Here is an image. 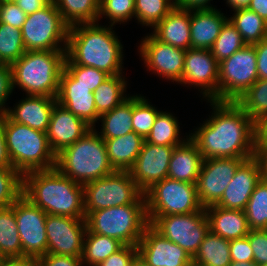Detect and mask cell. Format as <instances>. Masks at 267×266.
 Returning a JSON list of instances; mask_svg holds the SVG:
<instances>
[{
    "label": "cell",
    "mask_w": 267,
    "mask_h": 266,
    "mask_svg": "<svg viewBox=\"0 0 267 266\" xmlns=\"http://www.w3.org/2000/svg\"><path fill=\"white\" fill-rule=\"evenodd\" d=\"M214 113L189 135L203 159L252 158L258 125L235 101H210Z\"/></svg>",
    "instance_id": "1"
},
{
    "label": "cell",
    "mask_w": 267,
    "mask_h": 266,
    "mask_svg": "<svg viewBox=\"0 0 267 266\" xmlns=\"http://www.w3.org/2000/svg\"><path fill=\"white\" fill-rule=\"evenodd\" d=\"M14 3L26 14L42 9L48 3L45 0H15Z\"/></svg>",
    "instance_id": "53"
},
{
    "label": "cell",
    "mask_w": 267,
    "mask_h": 266,
    "mask_svg": "<svg viewBox=\"0 0 267 266\" xmlns=\"http://www.w3.org/2000/svg\"><path fill=\"white\" fill-rule=\"evenodd\" d=\"M85 215L90 212L133 203H145L144 192L129 171L114 173L83 185Z\"/></svg>",
    "instance_id": "8"
},
{
    "label": "cell",
    "mask_w": 267,
    "mask_h": 266,
    "mask_svg": "<svg viewBox=\"0 0 267 266\" xmlns=\"http://www.w3.org/2000/svg\"><path fill=\"white\" fill-rule=\"evenodd\" d=\"M87 229L117 239L124 245L137 246L149 225L146 203H133L90 212Z\"/></svg>",
    "instance_id": "7"
},
{
    "label": "cell",
    "mask_w": 267,
    "mask_h": 266,
    "mask_svg": "<svg viewBox=\"0 0 267 266\" xmlns=\"http://www.w3.org/2000/svg\"><path fill=\"white\" fill-rule=\"evenodd\" d=\"M246 45L247 43L244 41L241 34L228 20L211 47V52L219 63Z\"/></svg>",
    "instance_id": "39"
},
{
    "label": "cell",
    "mask_w": 267,
    "mask_h": 266,
    "mask_svg": "<svg viewBox=\"0 0 267 266\" xmlns=\"http://www.w3.org/2000/svg\"><path fill=\"white\" fill-rule=\"evenodd\" d=\"M45 229L48 254L82 256L87 232L85 218L47 214Z\"/></svg>",
    "instance_id": "14"
},
{
    "label": "cell",
    "mask_w": 267,
    "mask_h": 266,
    "mask_svg": "<svg viewBox=\"0 0 267 266\" xmlns=\"http://www.w3.org/2000/svg\"><path fill=\"white\" fill-rule=\"evenodd\" d=\"M66 51H26L10 65L12 86L18 85L28 95L56 98Z\"/></svg>",
    "instance_id": "6"
},
{
    "label": "cell",
    "mask_w": 267,
    "mask_h": 266,
    "mask_svg": "<svg viewBox=\"0 0 267 266\" xmlns=\"http://www.w3.org/2000/svg\"><path fill=\"white\" fill-rule=\"evenodd\" d=\"M160 111L156 110L144 97L133 96L132 129L144 139L150 134Z\"/></svg>",
    "instance_id": "42"
},
{
    "label": "cell",
    "mask_w": 267,
    "mask_h": 266,
    "mask_svg": "<svg viewBox=\"0 0 267 266\" xmlns=\"http://www.w3.org/2000/svg\"><path fill=\"white\" fill-rule=\"evenodd\" d=\"M126 90V81L122 74L110 75L93 92L94 102L99 115L111 111L122 103L127 97L123 96Z\"/></svg>",
    "instance_id": "34"
},
{
    "label": "cell",
    "mask_w": 267,
    "mask_h": 266,
    "mask_svg": "<svg viewBox=\"0 0 267 266\" xmlns=\"http://www.w3.org/2000/svg\"><path fill=\"white\" fill-rule=\"evenodd\" d=\"M140 52L148 69L173 82L181 80L186 50L160 42L149 35L141 41Z\"/></svg>",
    "instance_id": "19"
},
{
    "label": "cell",
    "mask_w": 267,
    "mask_h": 266,
    "mask_svg": "<svg viewBox=\"0 0 267 266\" xmlns=\"http://www.w3.org/2000/svg\"><path fill=\"white\" fill-rule=\"evenodd\" d=\"M170 1H172V0H170ZM179 1H180V0H173L172 2H173L175 5H177V4L179 3Z\"/></svg>",
    "instance_id": "66"
},
{
    "label": "cell",
    "mask_w": 267,
    "mask_h": 266,
    "mask_svg": "<svg viewBox=\"0 0 267 266\" xmlns=\"http://www.w3.org/2000/svg\"><path fill=\"white\" fill-rule=\"evenodd\" d=\"M2 126L12 167L22 176L56 166V154L50 147L47 133L11 121L5 114Z\"/></svg>",
    "instance_id": "5"
},
{
    "label": "cell",
    "mask_w": 267,
    "mask_h": 266,
    "mask_svg": "<svg viewBox=\"0 0 267 266\" xmlns=\"http://www.w3.org/2000/svg\"><path fill=\"white\" fill-rule=\"evenodd\" d=\"M54 4L69 27L99 19L100 0H55Z\"/></svg>",
    "instance_id": "31"
},
{
    "label": "cell",
    "mask_w": 267,
    "mask_h": 266,
    "mask_svg": "<svg viewBox=\"0 0 267 266\" xmlns=\"http://www.w3.org/2000/svg\"><path fill=\"white\" fill-rule=\"evenodd\" d=\"M261 179L259 161L255 157L245 160L238 167L232 181L215 205L225 209L244 211L255 186Z\"/></svg>",
    "instance_id": "20"
},
{
    "label": "cell",
    "mask_w": 267,
    "mask_h": 266,
    "mask_svg": "<svg viewBox=\"0 0 267 266\" xmlns=\"http://www.w3.org/2000/svg\"><path fill=\"white\" fill-rule=\"evenodd\" d=\"M25 52L21 29L0 23V55L3 60L11 65L21 58Z\"/></svg>",
    "instance_id": "40"
},
{
    "label": "cell",
    "mask_w": 267,
    "mask_h": 266,
    "mask_svg": "<svg viewBox=\"0 0 267 266\" xmlns=\"http://www.w3.org/2000/svg\"><path fill=\"white\" fill-rule=\"evenodd\" d=\"M137 257V246L124 245L97 266H131Z\"/></svg>",
    "instance_id": "47"
},
{
    "label": "cell",
    "mask_w": 267,
    "mask_h": 266,
    "mask_svg": "<svg viewBox=\"0 0 267 266\" xmlns=\"http://www.w3.org/2000/svg\"><path fill=\"white\" fill-rule=\"evenodd\" d=\"M5 66H10V65H8L0 55V68L5 67Z\"/></svg>",
    "instance_id": "64"
},
{
    "label": "cell",
    "mask_w": 267,
    "mask_h": 266,
    "mask_svg": "<svg viewBox=\"0 0 267 266\" xmlns=\"http://www.w3.org/2000/svg\"><path fill=\"white\" fill-rule=\"evenodd\" d=\"M137 247L138 257L148 266H193L192 258L184 249L163 237L150 224Z\"/></svg>",
    "instance_id": "17"
},
{
    "label": "cell",
    "mask_w": 267,
    "mask_h": 266,
    "mask_svg": "<svg viewBox=\"0 0 267 266\" xmlns=\"http://www.w3.org/2000/svg\"><path fill=\"white\" fill-rule=\"evenodd\" d=\"M175 6L170 0H135V17L154 28Z\"/></svg>",
    "instance_id": "41"
},
{
    "label": "cell",
    "mask_w": 267,
    "mask_h": 266,
    "mask_svg": "<svg viewBox=\"0 0 267 266\" xmlns=\"http://www.w3.org/2000/svg\"><path fill=\"white\" fill-rule=\"evenodd\" d=\"M85 236L81 260L90 266H97L124 246L117 239L92 233L88 229Z\"/></svg>",
    "instance_id": "33"
},
{
    "label": "cell",
    "mask_w": 267,
    "mask_h": 266,
    "mask_svg": "<svg viewBox=\"0 0 267 266\" xmlns=\"http://www.w3.org/2000/svg\"><path fill=\"white\" fill-rule=\"evenodd\" d=\"M131 266H148L140 257H137Z\"/></svg>",
    "instance_id": "62"
},
{
    "label": "cell",
    "mask_w": 267,
    "mask_h": 266,
    "mask_svg": "<svg viewBox=\"0 0 267 266\" xmlns=\"http://www.w3.org/2000/svg\"><path fill=\"white\" fill-rule=\"evenodd\" d=\"M261 167V176L267 180V146H256L255 156Z\"/></svg>",
    "instance_id": "56"
},
{
    "label": "cell",
    "mask_w": 267,
    "mask_h": 266,
    "mask_svg": "<svg viewBox=\"0 0 267 266\" xmlns=\"http://www.w3.org/2000/svg\"><path fill=\"white\" fill-rule=\"evenodd\" d=\"M229 266H259L257 263H255L254 261H250V262H234L232 261L231 264Z\"/></svg>",
    "instance_id": "61"
},
{
    "label": "cell",
    "mask_w": 267,
    "mask_h": 266,
    "mask_svg": "<svg viewBox=\"0 0 267 266\" xmlns=\"http://www.w3.org/2000/svg\"><path fill=\"white\" fill-rule=\"evenodd\" d=\"M258 80L254 45L219 62V101H237Z\"/></svg>",
    "instance_id": "11"
},
{
    "label": "cell",
    "mask_w": 267,
    "mask_h": 266,
    "mask_svg": "<svg viewBox=\"0 0 267 266\" xmlns=\"http://www.w3.org/2000/svg\"><path fill=\"white\" fill-rule=\"evenodd\" d=\"M147 217L190 214L203 210L196 184L165 178L144 192Z\"/></svg>",
    "instance_id": "9"
},
{
    "label": "cell",
    "mask_w": 267,
    "mask_h": 266,
    "mask_svg": "<svg viewBox=\"0 0 267 266\" xmlns=\"http://www.w3.org/2000/svg\"><path fill=\"white\" fill-rule=\"evenodd\" d=\"M0 252L8 259L22 258V244L11 207L0 208Z\"/></svg>",
    "instance_id": "35"
},
{
    "label": "cell",
    "mask_w": 267,
    "mask_h": 266,
    "mask_svg": "<svg viewBox=\"0 0 267 266\" xmlns=\"http://www.w3.org/2000/svg\"><path fill=\"white\" fill-rule=\"evenodd\" d=\"M204 209L209 220V230L226 240L243 238L251 230L242 210L225 209L216 205Z\"/></svg>",
    "instance_id": "27"
},
{
    "label": "cell",
    "mask_w": 267,
    "mask_h": 266,
    "mask_svg": "<svg viewBox=\"0 0 267 266\" xmlns=\"http://www.w3.org/2000/svg\"><path fill=\"white\" fill-rule=\"evenodd\" d=\"M158 41L184 50L191 48L190 10L174 7L155 27Z\"/></svg>",
    "instance_id": "25"
},
{
    "label": "cell",
    "mask_w": 267,
    "mask_h": 266,
    "mask_svg": "<svg viewBox=\"0 0 267 266\" xmlns=\"http://www.w3.org/2000/svg\"><path fill=\"white\" fill-rule=\"evenodd\" d=\"M3 266H38L32 258H12L8 259Z\"/></svg>",
    "instance_id": "58"
},
{
    "label": "cell",
    "mask_w": 267,
    "mask_h": 266,
    "mask_svg": "<svg viewBox=\"0 0 267 266\" xmlns=\"http://www.w3.org/2000/svg\"><path fill=\"white\" fill-rule=\"evenodd\" d=\"M78 26V27H77ZM122 45L111 27L95 23L69 27L64 64H76L122 74Z\"/></svg>",
    "instance_id": "3"
},
{
    "label": "cell",
    "mask_w": 267,
    "mask_h": 266,
    "mask_svg": "<svg viewBox=\"0 0 267 266\" xmlns=\"http://www.w3.org/2000/svg\"><path fill=\"white\" fill-rule=\"evenodd\" d=\"M47 3H54L55 0H45Z\"/></svg>",
    "instance_id": "67"
},
{
    "label": "cell",
    "mask_w": 267,
    "mask_h": 266,
    "mask_svg": "<svg viewBox=\"0 0 267 266\" xmlns=\"http://www.w3.org/2000/svg\"><path fill=\"white\" fill-rule=\"evenodd\" d=\"M13 91L11 67L0 68V116L5 114L8 108H5V102Z\"/></svg>",
    "instance_id": "51"
},
{
    "label": "cell",
    "mask_w": 267,
    "mask_h": 266,
    "mask_svg": "<svg viewBox=\"0 0 267 266\" xmlns=\"http://www.w3.org/2000/svg\"><path fill=\"white\" fill-rule=\"evenodd\" d=\"M203 160L196 144L188 137L181 145L174 147L167 177L196 184Z\"/></svg>",
    "instance_id": "26"
},
{
    "label": "cell",
    "mask_w": 267,
    "mask_h": 266,
    "mask_svg": "<svg viewBox=\"0 0 267 266\" xmlns=\"http://www.w3.org/2000/svg\"><path fill=\"white\" fill-rule=\"evenodd\" d=\"M253 250V261L259 266L267 264V229L250 230L247 235Z\"/></svg>",
    "instance_id": "46"
},
{
    "label": "cell",
    "mask_w": 267,
    "mask_h": 266,
    "mask_svg": "<svg viewBox=\"0 0 267 266\" xmlns=\"http://www.w3.org/2000/svg\"><path fill=\"white\" fill-rule=\"evenodd\" d=\"M148 221L157 232L178 244L191 258L209 231L205 209L190 214L148 217Z\"/></svg>",
    "instance_id": "12"
},
{
    "label": "cell",
    "mask_w": 267,
    "mask_h": 266,
    "mask_svg": "<svg viewBox=\"0 0 267 266\" xmlns=\"http://www.w3.org/2000/svg\"><path fill=\"white\" fill-rule=\"evenodd\" d=\"M57 102L70 110L74 115L83 119L91 127L99 120L100 115L94 102L93 92L82 84H76V80L63 68Z\"/></svg>",
    "instance_id": "22"
},
{
    "label": "cell",
    "mask_w": 267,
    "mask_h": 266,
    "mask_svg": "<svg viewBox=\"0 0 267 266\" xmlns=\"http://www.w3.org/2000/svg\"><path fill=\"white\" fill-rule=\"evenodd\" d=\"M230 257L234 262L253 261V250L247 236L229 241Z\"/></svg>",
    "instance_id": "49"
},
{
    "label": "cell",
    "mask_w": 267,
    "mask_h": 266,
    "mask_svg": "<svg viewBox=\"0 0 267 266\" xmlns=\"http://www.w3.org/2000/svg\"><path fill=\"white\" fill-rule=\"evenodd\" d=\"M256 146H267V120L258 126Z\"/></svg>",
    "instance_id": "59"
},
{
    "label": "cell",
    "mask_w": 267,
    "mask_h": 266,
    "mask_svg": "<svg viewBox=\"0 0 267 266\" xmlns=\"http://www.w3.org/2000/svg\"><path fill=\"white\" fill-rule=\"evenodd\" d=\"M101 15L110 18L111 27L115 23L126 22L135 16V0H100L99 18Z\"/></svg>",
    "instance_id": "44"
},
{
    "label": "cell",
    "mask_w": 267,
    "mask_h": 266,
    "mask_svg": "<svg viewBox=\"0 0 267 266\" xmlns=\"http://www.w3.org/2000/svg\"><path fill=\"white\" fill-rule=\"evenodd\" d=\"M228 19L215 8L190 10L191 48L211 50Z\"/></svg>",
    "instance_id": "24"
},
{
    "label": "cell",
    "mask_w": 267,
    "mask_h": 266,
    "mask_svg": "<svg viewBox=\"0 0 267 266\" xmlns=\"http://www.w3.org/2000/svg\"><path fill=\"white\" fill-rule=\"evenodd\" d=\"M15 0H0V3H4V2H14Z\"/></svg>",
    "instance_id": "65"
},
{
    "label": "cell",
    "mask_w": 267,
    "mask_h": 266,
    "mask_svg": "<svg viewBox=\"0 0 267 266\" xmlns=\"http://www.w3.org/2000/svg\"><path fill=\"white\" fill-rule=\"evenodd\" d=\"M8 258L0 252V266H3Z\"/></svg>",
    "instance_id": "63"
},
{
    "label": "cell",
    "mask_w": 267,
    "mask_h": 266,
    "mask_svg": "<svg viewBox=\"0 0 267 266\" xmlns=\"http://www.w3.org/2000/svg\"><path fill=\"white\" fill-rule=\"evenodd\" d=\"M253 45L257 57L258 79H267V38Z\"/></svg>",
    "instance_id": "52"
},
{
    "label": "cell",
    "mask_w": 267,
    "mask_h": 266,
    "mask_svg": "<svg viewBox=\"0 0 267 266\" xmlns=\"http://www.w3.org/2000/svg\"><path fill=\"white\" fill-rule=\"evenodd\" d=\"M145 139L134 131L104 140L108 159L115 171H129L138 157Z\"/></svg>",
    "instance_id": "28"
},
{
    "label": "cell",
    "mask_w": 267,
    "mask_h": 266,
    "mask_svg": "<svg viewBox=\"0 0 267 266\" xmlns=\"http://www.w3.org/2000/svg\"><path fill=\"white\" fill-rule=\"evenodd\" d=\"M69 26L54 3L27 15L21 28L26 51H66ZM64 42L63 48L58 45Z\"/></svg>",
    "instance_id": "10"
},
{
    "label": "cell",
    "mask_w": 267,
    "mask_h": 266,
    "mask_svg": "<svg viewBox=\"0 0 267 266\" xmlns=\"http://www.w3.org/2000/svg\"><path fill=\"white\" fill-rule=\"evenodd\" d=\"M236 103L258 126L267 120V79H258Z\"/></svg>",
    "instance_id": "36"
},
{
    "label": "cell",
    "mask_w": 267,
    "mask_h": 266,
    "mask_svg": "<svg viewBox=\"0 0 267 266\" xmlns=\"http://www.w3.org/2000/svg\"><path fill=\"white\" fill-rule=\"evenodd\" d=\"M0 167H12L3 132L2 116H0Z\"/></svg>",
    "instance_id": "55"
},
{
    "label": "cell",
    "mask_w": 267,
    "mask_h": 266,
    "mask_svg": "<svg viewBox=\"0 0 267 266\" xmlns=\"http://www.w3.org/2000/svg\"><path fill=\"white\" fill-rule=\"evenodd\" d=\"M133 96L128 97L111 111L100 115L102 120L103 140L124 136L133 131L132 129Z\"/></svg>",
    "instance_id": "30"
},
{
    "label": "cell",
    "mask_w": 267,
    "mask_h": 266,
    "mask_svg": "<svg viewBox=\"0 0 267 266\" xmlns=\"http://www.w3.org/2000/svg\"><path fill=\"white\" fill-rule=\"evenodd\" d=\"M23 191V176L13 167H0V208L10 207Z\"/></svg>",
    "instance_id": "43"
},
{
    "label": "cell",
    "mask_w": 267,
    "mask_h": 266,
    "mask_svg": "<svg viewBox=\"0 0 267 266\" xmlns=\"http://www.w3.org/2000/svg\"><path fill=\"white\" fill-rule=\"evenodd\" d=\"M250 158H207L203 160L196 183L203 208L215 205L232 181L238 167Z\"/></svg>",
    "instance_id": "15"
},
{
    "label": "cell",
    "mask_w": 267,
    "mask_h": 266,
    "mask_svg": "<svg viewBox=\"0 0 267 266\" xmlns=\"http://www.w3.org/2000/svg\"><path fill=\"white\" fill-rule=\"evenodd\" d=\"M226 2L233 8V10H237L248 8L251 0H227Z\"/></svg>",
    "instance_id": "60"
},
{
    "label": "cell",
    "mask_w": 267,
    "mask_h": 266,
    "mask_svg": "<svg viewBox=\"0 0 267 266\" xmlns=\"http://www.w3.org/2000/svg\"><path fill=\"white\" fill-rule=\"evenodd\" d=\"M27 15L14 3H0V23L9 24L21 29Z\"/></svg>",
    "instance_id": "48"
},
{
    "label": "cell",
    "mask_w": 267,
    "mask_h": 266,
    "mask_svg": "<svg viewBox=\"0 0 267 266\" xmlns=\"http://www.w3.org/2000/svg\"><path fill=\"white\" fill-rule=\"evenodd\" d=\"M64 69L76 80V84L89 87L91 92L110 76L105 71L76 64H64Z\"/></svg>",
    "instance_id": "45"
},
{
    "label": "cell",
    "mask_w": 267,
    "mask_h": 266,
    "mask_svg": "<svg viewBox=\"0 0 267 266\" xmlns=\"http://www.w3.org/2000/svg\"><path fill=\"white\" fill-rule=\"evenodd\" d=\"M55 167L81 185L115 172L109 162L105 142L94 127L56 155Z\"/></svg>",
    "instance_id": "4"
},
{
    "label": "cell",
    "mask_w": 267,
    "mask_h": 266,
    "mask_svg": "<svg viewBox=\"0 0 267 266\" xmlns=\"http://www.w3.org/2000/svg\"><path fill=\"white\" fill-rule=\"evenodd\" d=\"M210 0H180L176 7L185 10L213 9L208 5Z\"/></svg>",
    "instance_id": "54"
},
{
    "label": "cell",
    "mask_w": 267,
    "mask_h": 266,
    "mask_svg": "<svg viewBox=\"0 0 267 266\" xmlns=\"http://www.w3.org/2000/svg\"><path fill=\"white\" fill-rule=\"evenodd\" d=\"M234 13L228 20L247 44L253 45L267 38V22L256 12L245 8L237 9Z\"/></svg>",
    "instance_id": "32"
},
{
    "label": "cell",
    "mask_w": 267,
    "mask_h": 266,
    "mask_svg": "<svg viewBox=\"0 0 267 266\" xmlns=\"http://www.w3.org/2000/svg\"><path fill=\"white\" fill-rule=\"evenodd\" d=\"M244 213L251 230L267 229V180L257 183Z\"/></svg>",
    "instance_id": "37"
},
{
    "label": "cell",
    "mask_w": 267,
    "mask_h": 266,
    "mask_svg": "<svg viewBox=\"0 0 267 266\" xmlns=\"http://www.w3.org/2000/svg\"><path fill=\"white\" fill-rule=\"evenodd\" d=\"M91 128L83 119L56 102L47 131L50 147L57 155L66 147L74 144Z\"/></svg>",
    "instance_id": "21"
},
{
    "label": "cell",
    "mask_w": 267,
    "mask_h": 266,
    "mask_svg": "<svg viewBox=\"0 0 267 266\" xmlns=\"http://www.w3.org/2000/svg\"><path fill=\"white\" fill-rule=\"evenodd\" d=\"M56 102L57 99L54 97L28 95L14 107V110L8 108L5 115L11 121L47 133Z\"/></svg>",
    "instance_id": "23"
},
{
    "label": "cell",
    "mask_w": 267,
    "mask_h": 266,
    "mask_svg": "<svg viewBox=\"0 0 267 266\" xmlns=\"http://www.w3.org/2000/svg\"><path fill=\"white\" fill-rule=\"evenodd\" d=\"M14 210L22 244V258L37 260L47 254V214L23 194L10 206Z\"/></svg>",
    "instance_id": "13"
},
{
    "label": "cell",
    "mask_w": 267,
    "mask_h": 266,
    "mask_svg": "<svg viewBox=\"0 0 267 266\" xmlns=\"http://www.w3.org/2000/svg\"><path fill=\"white\" fill-rule=\"evenodd\" d=\"M22 194L46 214L85 218L83 185L56 167L23 175Z\"/></svg>",
    "instance_id": "2"
},
{
    "label": "cell",
    "mask_w": 267,
    "mask_h": 266,
    "mask_svg": "<svg viewBox=\"0 0 267 266\" xmlns=\"http://www.w3.org/2000/svg\"><path fill=\"white\" fill-rule=\"evenodd\" d=\"M38 266H82L81 257L46 254L37 260Z\"/></svg>",
    "instance_id": "50"
},
{
    "label": "cell",
    "mask_w": 267,
    "mask_h": 266,
    "mask_svg": "<svg viewBox=\"0 0 267 266\" xmlns=\"http://www.w3.org/2000/svg\"><path fill=\"white\" fill-rule=\"evenodd\" d=\"M178 83L201 87L208 101H219V63L211 50H186L182 78Z\"/></svg>",
    "instance_id": "16"
},
{
    "label": "cell",
    "mask_w": 267,
    "mask_h": 266,
    "mask_svg": "<svg viewBox=\"0 0 267 266\" xmlns=\"http://www.w3.org/2000/svg\"><path fill=\"white\" fill-rule=\"evenodd\" d=\"M248 9L256 12L267 22V0H251Z\"/></svg>",
    "instance_id": "57"
},
{
    "label": "cell",
    "mask_w": 267,
    "mask_h": 266,
    "mask_svg": "<svg viewBox=\"0 0 267 266\" xmlns=\"http://www.w3.org/2000/svg\"><path fill=\"white\" fill-rule=\"evenodd\" d=\"M231 262L229 240L210 230L192 258L193 266H229Z\"/></svg>",
    "instance_id": "29"
},
{
    "label": "cell",
    "mask_w": 267,
    "mask_h": 266,
    "mask_svg": "<svg viewBox=\"0 0 267 266\" xmlns=\"http://www.w3.org/2000/svg\"><path fill=\"white\" fill-rule=\"evenodd\" d=\"M178 120L170 113L160 112L154 122L150 134L145 139L146 142L163 145V146H178L183 141L179 139Z\"/></svg>",
    "instance_id": "38"
},
{
    "label": "cell",
    "mask_w": 267,
    "mask_h": 266,
    "mask_svg": "<svg viewBox=\"0 0 267 266\" xmlns=\"http://www.w3.org/2000/svg\"><path fill=\"white\" fill-rule=\"evenodd\" d=\"M174 147L144 141L133 167L129 170L133 181L143 192L154 183L167 178Z\"/></svg>",
    "instance_id": "18"
}]
</instances>
